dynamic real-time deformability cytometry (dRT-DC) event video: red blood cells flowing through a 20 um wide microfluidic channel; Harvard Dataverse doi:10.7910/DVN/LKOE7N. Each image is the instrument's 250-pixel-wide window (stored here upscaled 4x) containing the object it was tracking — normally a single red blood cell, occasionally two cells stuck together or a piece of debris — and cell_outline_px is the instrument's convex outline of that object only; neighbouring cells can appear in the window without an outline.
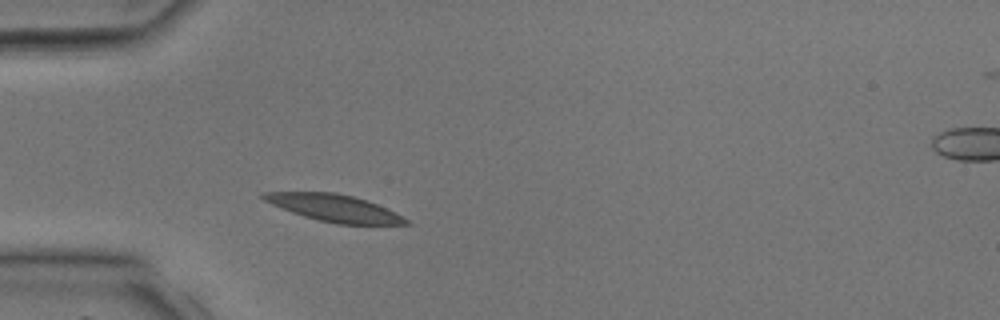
{"species": "common noctule bat (a hibernating species)", "species_latin": "Nyctalus noctula", "temperature_condition": "room temperature", "stored_images_in_passage": 28, "camera_frame_rate_fps": 3000, "um_per_image_px": 0.085, "animal": {"sex": "male", "body_mass_g": 17.9, "forearm_length_mm": 54.2}, "frame": {"image": 1, "passage_image": 5, "time_ms": 1.333, "image_size_px": [1000, 320], "cell_outline_px": [[412, 224], [336, 224], [304, 216], [292, 212], [272, 204], [264, 200], [260, 196], [260, 192], [336, 192], [368, 200], [408, 220]], "centroid_in_image_um": [28.36, 17.67], "position_along_channel_um": 56.6, "area_um2": 22.02}}
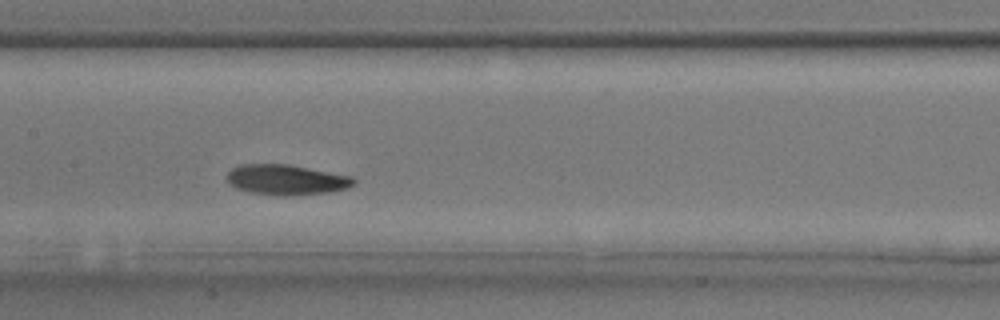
{"frame": {"image": 2, "passage_image": 13, "time_ms": 4.0, "image_size_px": [1000, 320], "cell_outline_px": [[356, 184], [348, 188], [328, 192], [292, 196], [276, 196], [252, 192], [236, 188], [228, 180], [228, 172], [232, 168], [240, 164], [288, 164], [352, 176], [356, 180]], "centroid_in_image_um": [24.38, 15.28], "position_along_channel_um": 183.0, "area_um2": 22.43}}
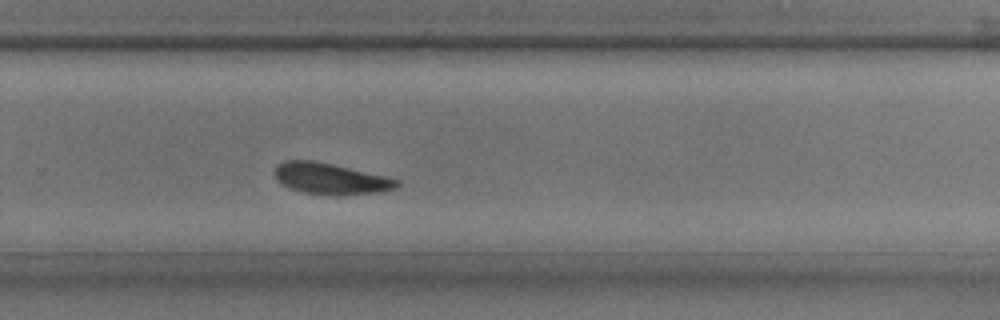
{"frame": {"image": 3, "passage_image": 20, "time_ms": 6.333, "image_size_px": [1000, 320], "cell_outline_px": [[400, 184], [396, 188], [380, 192], [304, 192], [280, 184], [276, 180], [276, 164], [284, 160], [312, 160], [332, 164], [384, 176], [400, 180]], "centroid_in_image_um": [28.05, 15.13], "position_along_channel_um": 301.7, "area_um2": 21.04}}